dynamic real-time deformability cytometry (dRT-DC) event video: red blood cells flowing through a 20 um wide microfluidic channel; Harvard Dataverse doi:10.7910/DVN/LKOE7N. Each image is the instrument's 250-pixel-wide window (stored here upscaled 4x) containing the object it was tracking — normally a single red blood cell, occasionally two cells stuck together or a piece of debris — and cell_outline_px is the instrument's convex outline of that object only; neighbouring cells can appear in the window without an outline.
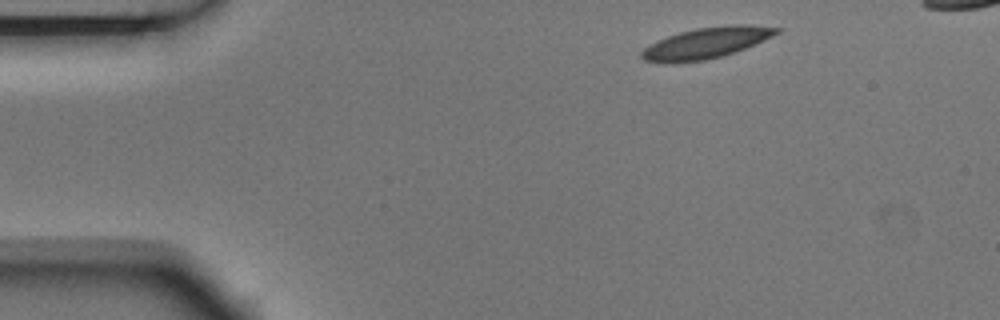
{"species": "Egyptian fruit bat (a non-hibernating species)", "species_latin": "Rousettus aegyptiacus", "temperature_condition": "room temperature", "stored_images_in_passage": 4, "camera_frame_rate_fps": 3000, "um_per_image_px": 0.085, "animal": {"sex": "male"}, "frame": {"image": 1, "passage_image": 1, "time_ms": 0.0, "image_size_px": [1000, 320], "cell_outline_px": [[784, 28], [780, 32], [764, 40], [736, 52], [724, 56], [704, 60], [644, 60], [640, 56], [640, 52], [648, 44], [656, 40], [680, 32], [696, 28], [728, 24], [748, 24]], "centroid_in_image_um": [60.13, 3.59], "position_along_channel_um": 24.9, "area_um2": 23.93}}